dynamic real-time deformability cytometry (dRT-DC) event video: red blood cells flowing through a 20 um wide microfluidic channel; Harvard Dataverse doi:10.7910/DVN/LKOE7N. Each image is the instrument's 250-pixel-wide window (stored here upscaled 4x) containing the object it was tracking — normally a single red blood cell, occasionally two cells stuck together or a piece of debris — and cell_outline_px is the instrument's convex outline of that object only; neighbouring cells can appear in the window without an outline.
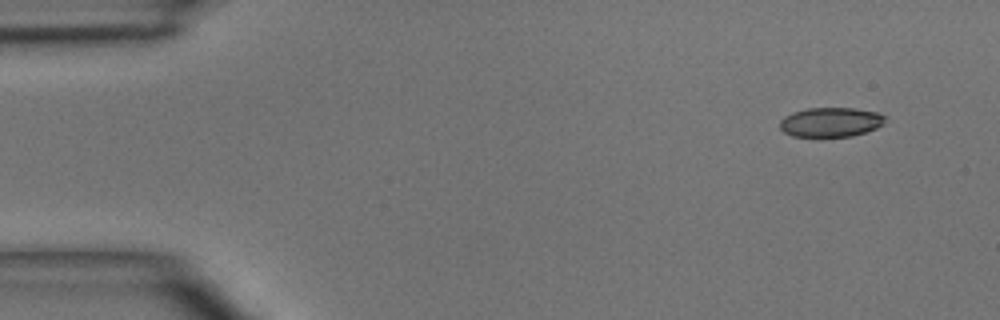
{"species": "common noctule bat (a hibernating species)", "species_latin": "Nyctalus noctula", "temperature_condition": "room temperature", "stored_images_in_passage": 3, "camera_frame_rate_fps": 3000, "um_per_image_px": 0.085, "animal": {"sex": "male", "body_mass_g": 15.6}, "frame": {"image": 1, "passage_image": 1, "time_ms": 0.0, "image_size_px": [1000, 320], "cell_outline_px": [[888, 116], [884, 124], [876, 128], [852, 136], [792, 136], [784, 132], [780, 128], [780, 120], [784, 116], [792, 112], [808, 108], [856, 108], [880, 112]], "centroid_in_image_um": [70.65, 10.36], "position_along_channel_um": 14.3, "area_um2": 18.26}}
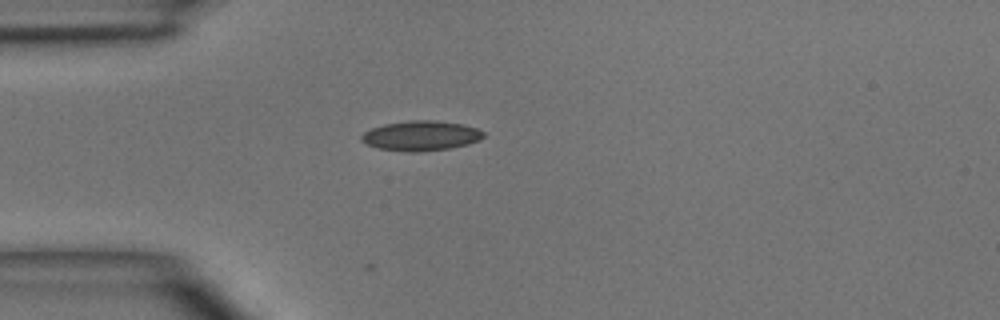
{"frame": {"image": 2, "passage_image": 3, "time_ms": 3.0, "image_size_px": [1000, 320], "cell_outline_px": [[484, 136], [480, 140], [468, 144], [452, 148], [416, 152], [412, 152], [376, 148], [360, 140], [360, 136], [364, 132], [372, 128], [384, 124], [408, 120], [436, 120], [460, 124], [476, 128], [484, 132]], "centroid_in_image_um": [35.77, 11.54], "position_along_channel_um": 49.2, "area_um2": 21.27}}